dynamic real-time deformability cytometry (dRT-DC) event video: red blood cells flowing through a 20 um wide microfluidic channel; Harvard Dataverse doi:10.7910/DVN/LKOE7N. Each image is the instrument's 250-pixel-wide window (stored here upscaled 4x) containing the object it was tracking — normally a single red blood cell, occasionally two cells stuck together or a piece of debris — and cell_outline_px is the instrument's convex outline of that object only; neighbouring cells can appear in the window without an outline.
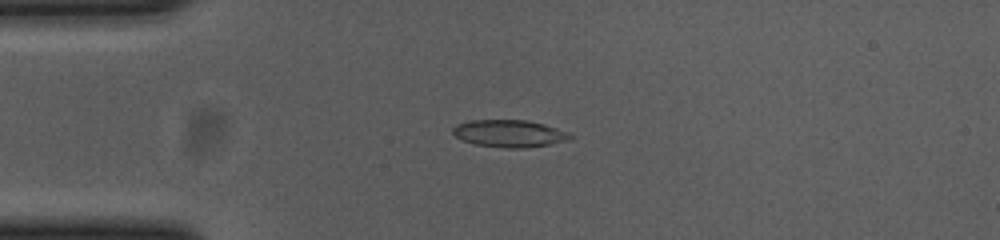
{"species": "common noctule bat (a hibernating species)", "species_latin": "Nyctalus noctula", "temperature_condition": "cold", "stored_images_in_passage": 34, "camera_frame_rate_fps": 3000, "um_per_image_px": 0.085, "animal": {"sex": "female", "body_mass_g": 23.0, "forearm_length_mm": 53.4}, "frame": {"image": 1, "passage_image": 2, "time_ms": 0.333, "image_size_px": [1000, 240], "cell_outline_px": [[572, 136], [568, 140], [552, 144], [524, 148], [508, 148], [476, 144], [464, 140], [456, 136], [452, 132], [452, 128], [456, 124], [472, 120], [528, 120], [544, 124], [568, 132]], "centroid_in_image_um": [43.3, 11.34], "position_along_channel_um": 41.7, "area_um2": 18.5}}
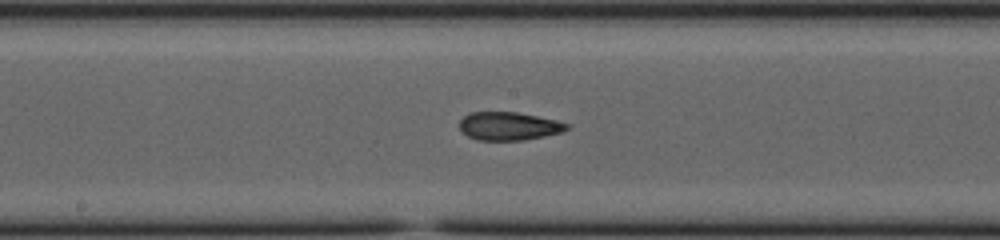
{"frame": {"image": 2, "passage_image": 17, "time_ms": 5.333, "image_size_px": [1000, 240], "cell_outline_px": [[568, 128], [560, 132], [544, 136], [524, 140], [476, 140], [468, 136], [460, 128], [460, 120], [464, 116], [472, 112], [516, 112], [556, 120], [568, 124]], "centroid_in_image_um": [43.23, 10.72], "position_along_channel_um": 205.0, "area_um2": 17.4}}
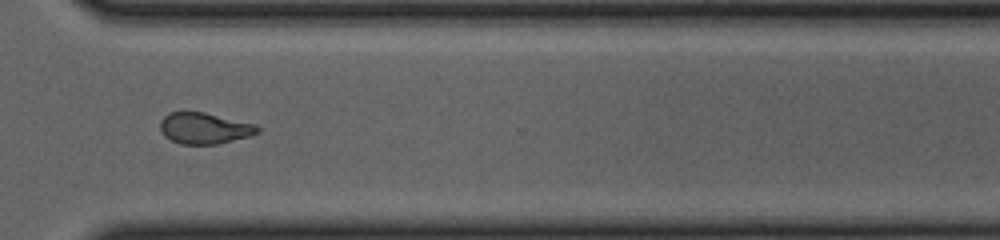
{"frame": {"image": 3, "passage_image": 29, "time_ms": 9.333, "image_size_px": [1000, 240], "cell_outline_px": [[260, 132], [248, 136], [216, 144], [180, 144], [164, 136], [160, 128], [160, 120], [168, 112], [204, 112], [256, 124], [260, 128]], "centroid_in_image_um": [17.36, 10.89], "position_along_channel_um": 353.2, "area_um2": 17.63}, "authors_computed_cell_mechanics": {"area_um2": 18.2648, "velocity_mm_per_s": 3.707, "shape_relaxation_time_tau1_ms": null, "shape_relaxation_time_tau2_ms": 1.7217, "deformation_change_tau1": null, "deformation_change_tau2": 0.0942}}